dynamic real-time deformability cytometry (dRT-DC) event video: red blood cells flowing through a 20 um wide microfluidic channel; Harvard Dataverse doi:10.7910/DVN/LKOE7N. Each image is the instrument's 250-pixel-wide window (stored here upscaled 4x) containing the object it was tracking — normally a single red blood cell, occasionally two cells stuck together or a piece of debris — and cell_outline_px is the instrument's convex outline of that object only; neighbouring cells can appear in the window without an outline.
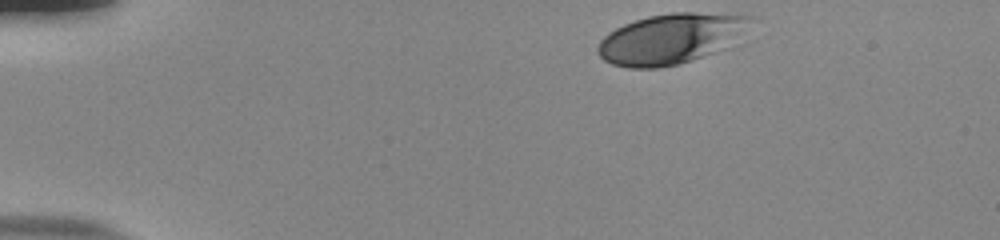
{"species": "human", "species_latin": "Homo sapiens", "temperature_condition": "room temperature", "stored_images_in_passage": 38, "camera_frame_rate_fps": 3000, "um_per_image_px": 0.085, "donor": {"sex": "male"}, "frame": {"image": 1, "passage_image": 1, "time_ms": 0.0, "image_size_px": [1000, 240], "cell_outline_px": [[752, 16], [724, 48], [692, 60], [680, 64], [656, 68], [628, 68], [612, 64], [604, 60], [596, 52], [596, 48], [600, 40], [608, 32], [624, 24], [648, 16], [672, 12], [740, 12]], "centroid_in_image_um": [56.92, 3.27], "position_along_channel_um": 28.1, "area_um2": 44.39}}
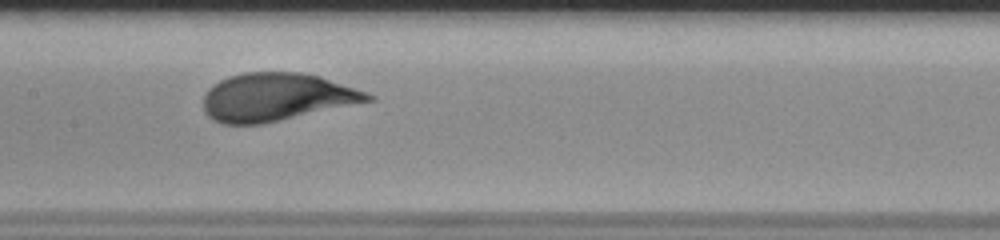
{"frame": {"image": 2, "passage_image": 20, "time_ms": 6.333, "image_size_px": [1000, 240], "cell_outline_px": [[376, 100], [280, 120], [260, 124], [224, 124], [212, 120], [204, 112], [204, 96], [208, 88], [220, 80], [228, 76], [244, 72], [300, 72], [320, 76], [376, 96]], "centroid_in_image_um": [23.48, 8.25], "position_along_channel_um": 183.9, "area_um2": 45.84}}
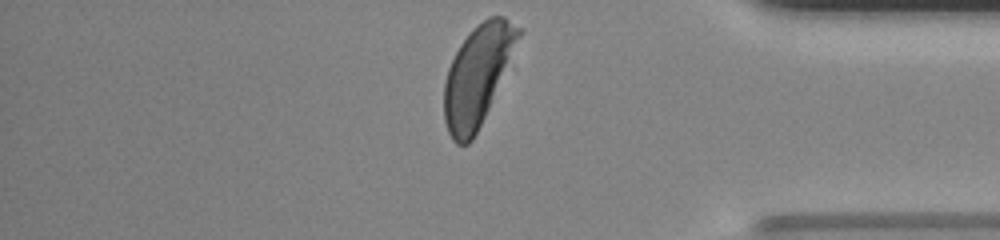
{"frame": {"image": 3, "passage_image": 38, "time_ms": 12.333, "image_size_px": [1000, 240], "cell_outline_px": [[524, 32], [488, 108], [472, 140], [468, 144], [456, 144], [452, 140], [448, 132], [444, 120], [444, 84], [448, 68], [460, 44], [472, 28], [488, 16], [504, 16], [520, 28]], "centroid_in_image_um": [40.59, 6.37], "position_along_channel_um": 394.6, "area_um2": 42.83}, "authors_computed_cell_mechanics": {"area_um2": 45.7198, "velocity_mm_per_s": 3.8148, "shape_relaxation_time_tau1_ms": 2.3622, "shape_relaxation_time_tau2_ms": null, "deformation_change_tau1": 0.1581, "deformation_change_tau2": null}}